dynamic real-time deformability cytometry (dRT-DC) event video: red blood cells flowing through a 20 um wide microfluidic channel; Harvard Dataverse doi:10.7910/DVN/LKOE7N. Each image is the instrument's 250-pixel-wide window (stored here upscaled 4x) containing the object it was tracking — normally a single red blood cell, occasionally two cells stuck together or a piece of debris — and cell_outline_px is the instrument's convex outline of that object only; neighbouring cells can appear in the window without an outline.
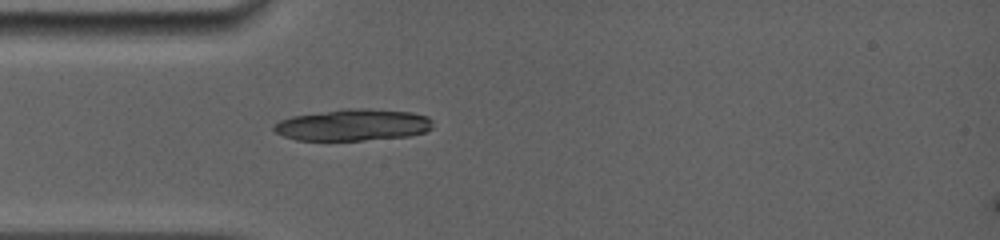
{"species": "common noctule bat (a hibernating species)", "species_latin": "Nyctalus noctula", "temperature_condition": "room temperature", "stored_images_in_passage": 1, "camera_frame_rate_fps": 5000, "um_per_image_px": 0.085, "animal": {"sex": "female", "body_mass_g": 19.0, "forearm_length_mm": 56.7}, "frame": {"image": 1, "passage_image": 1, "time_ms": 0.0, "image_size_px": [1000, 240], "cell_outline_px": [[432, 128], [424, 132], [408, 136], [364, 140], [296, 140], [284, 136], [276, 132], [272, 128], [272, 124], [280, 120], [292, 116], [348, 108], [364, 108], [412, 112], [428, 116], [432, 120]], "centroid_in_image_um": [30.0, 10.61], "position_along_channel_um": 55.0, "area_um2": 29.3}}